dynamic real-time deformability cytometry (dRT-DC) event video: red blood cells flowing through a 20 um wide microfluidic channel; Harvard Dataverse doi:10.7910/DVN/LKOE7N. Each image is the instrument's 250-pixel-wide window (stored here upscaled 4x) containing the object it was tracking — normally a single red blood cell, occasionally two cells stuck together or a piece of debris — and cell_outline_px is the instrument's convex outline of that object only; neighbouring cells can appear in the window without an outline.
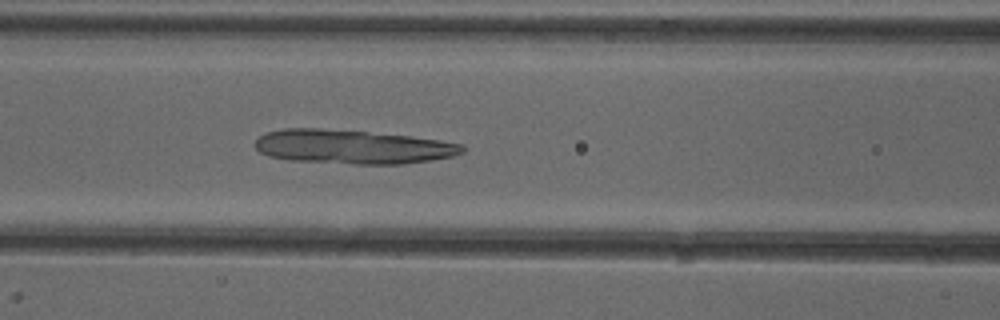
{"species": "common noctule bat (a hibernating species)", "species_latin": "Nyctalus noctula", "temperature_condition": "cold", "stored_images_in_passage": 24, "camera_frame_rate_fps": 3000, "um_per_image_px": 0.085, "animal": {"sex": "female"}, "frame": {"image": 1, "passage_image": 20, "time_ms": 6.333, "image_size_px": [1000, 320], "cell_outline_px": [[464, 152], [452, 156], [432, 160], [404, 164], [356, 164], [288, 160], [268, 156], [260, 152], [256, 148], [256, 140], [264, 132], [284, 128], [320, 128], [368, 132], [408, 136], [440, 140], [464, 144]], "centroid_in_image_um": [29.95, 12.48], "position_along_channel_um": 136.6, "area_um2": 41.21}}
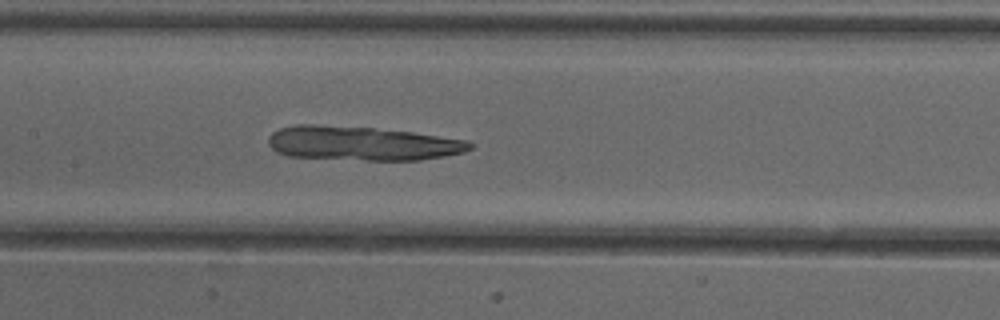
{"frame": {"image": 2, "passage_image": 23, "time_ms": 7.333, "image_size_px": [1000, 320], "cell_outline_px": [[472, 148], [464, 152], [444, 156], [420, 160], [368, 160], [288, 156], [276, 152], [268, 144], [268, 136], [272, 132], [280, 128], [296, 124], [312, 124], [372, 128], [412, 132], [468, 140], [472, 144]], "centroid_in_image_um": [30.76, 12.18], "position_along_channel_um": 176.6, "area_um2": 40.06}}